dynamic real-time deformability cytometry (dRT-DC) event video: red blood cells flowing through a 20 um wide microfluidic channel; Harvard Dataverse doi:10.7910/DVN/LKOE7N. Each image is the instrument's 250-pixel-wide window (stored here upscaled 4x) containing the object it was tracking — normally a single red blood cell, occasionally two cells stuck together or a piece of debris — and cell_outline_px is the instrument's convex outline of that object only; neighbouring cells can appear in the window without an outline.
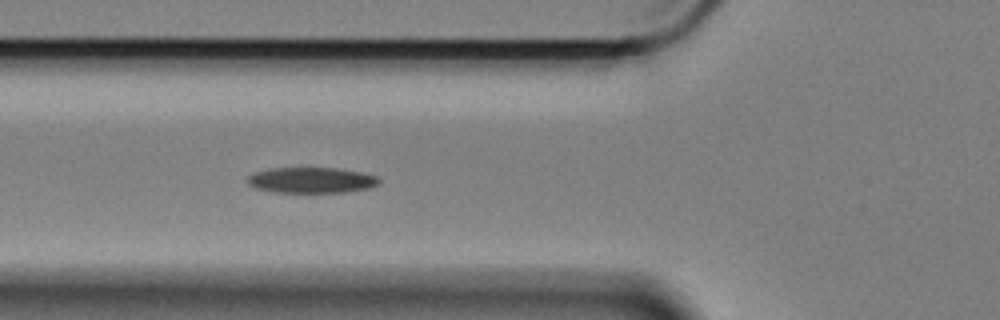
{"species": "Egyptian fruit bat (a non-hibernating species)", "species_latin": "Rousettus aegyptiacus", "temperature_condition": "cold", "stored_images_in_passage": 17, "camera_frame_rate_fps": 3000, "um_per_image_px": 0.085, "animal": {"sex": "female"}, "frame": {"image": 1, "passage_image": 10, "time_ms": 3.0, "image_size_px": [1000, 320], "cell_outline_px": [[380, 184], [368, 188], [344, 192], [276, 192], [256, 188], [248, 184], [248, 176], [256, 172], [272, 168], [336, 168], [360, 172], [376, 176], [380, 180]], "centroid_in_image_um": [26.49, 15.31], "position_along_channel_um": 99.3, "area_um2": 19.48}}